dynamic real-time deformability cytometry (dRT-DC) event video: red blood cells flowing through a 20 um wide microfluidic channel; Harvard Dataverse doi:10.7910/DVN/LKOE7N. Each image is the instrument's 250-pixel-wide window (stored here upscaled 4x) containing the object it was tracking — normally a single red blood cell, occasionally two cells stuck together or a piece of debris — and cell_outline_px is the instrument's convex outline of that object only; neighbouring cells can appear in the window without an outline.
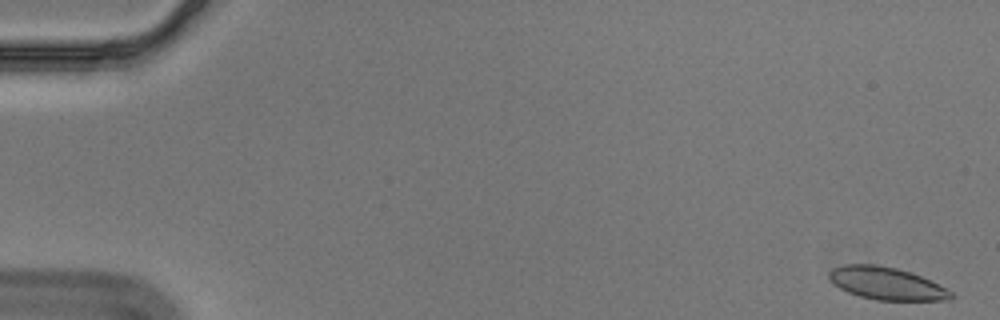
{"species": "Egyptian fruit bat (a non-hibernating species)", "species_latin": "Rousettus aegyptiacus", "temperature_condition": "cold", "stored_images_in_passage": 56, "camera_frame_rate_fps": 3000, "um_per_image_px": 0.085, "animal": {"sex": "male"}, "frame": {"image": 1, "passage_image": 1, "time_ms": 0.0, "image_size_px": [1000, 320], "cell_outline_px": [[956, 296], [948, 300], [876, 300], [860, 296], [848, 292], [840, 288], [828, 276], [828, 272], [832, 268], [844, 264], [876, 264], [896, 268], [920, 276], [940, 284], [948, 288]], "centroid_in_image_um": [75.38, 24.09], "position_along_channel_um": 9.6, "area_um2": 23.06}}
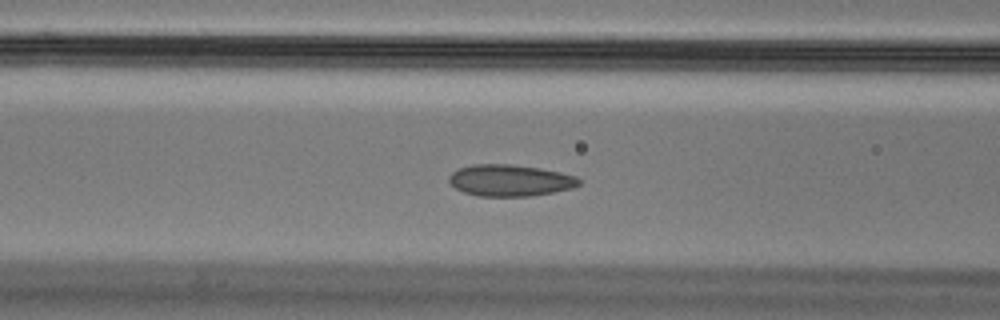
{"frame": {"image": 2, "passage_image": 23, "time_ms": 7.333, "image_size_px": [1000, 320], "cell_outline_px": [[580, 184], [572, 188], [532, 196], [476, 196], [464, 192], [456, 188], [448, 180], [448, 176], [452, 172], [460, 168], [472, 164], [512, 164], [540, 168], [560, 172], [576, 176], [580, 180]], "centroid_in_image_um": [43.34, 15.33], "position_along_channel_um": 123.3, "area_um2": 23.93}}
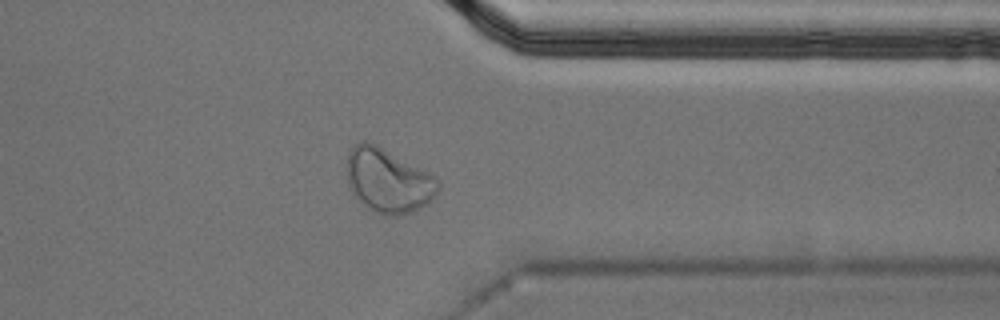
{"frame": {"image": 3, "passage_image": 45, "time_ms": 14.667, "image_size_px": [1000, 320], "cell_outline_px": [[440, 188], [436, 196], [420, 208], [412, 212], [400, 216], [384, 216], [368, 208], [348, 188], [348, 152], [356, 144], [364, 140], [376, 144], [436, 176], [440, 184]], "centroid_in_image_um": [33.02, 15.37], "position_along_channel_um": 378.4, "area_um2": 34.04}, "authors_computed_cell_mechanics": {"area_um2": 23.7847, "velocity_mm_per_s": 3.5244, "shape_relaxation_time_tau1_ms": 4.9547, "shape_relaxation_time_tau2_ms": 1.6346, "deformation_change_tau1": 0.1121, "deformation_change_tau2": 0.0624}}